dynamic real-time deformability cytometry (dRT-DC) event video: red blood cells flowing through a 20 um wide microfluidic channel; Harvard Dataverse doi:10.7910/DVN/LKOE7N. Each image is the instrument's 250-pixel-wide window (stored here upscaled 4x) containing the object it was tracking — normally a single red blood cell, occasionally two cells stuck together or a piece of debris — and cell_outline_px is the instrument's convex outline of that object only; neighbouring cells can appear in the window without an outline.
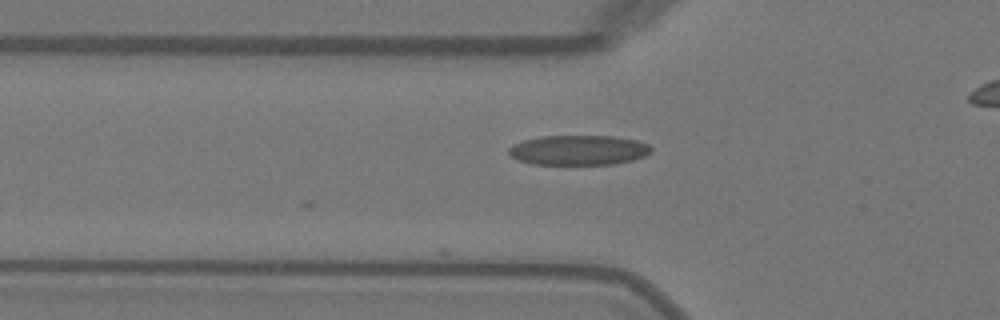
{"species": "Egyptian fruit bat (a non-hibernating species)", "species_latin": "Rousettus aegyptiacus", "temperature_condition": "warm", "stored_images_in_passage": 2, "camera_frame_rate_fps": 3000, "um_per_image_px": 0.085, "animal": {"sex": "female"}, "frame": {"image": 1, "passage_image": 2, "time_ms": 0.333, "image_size_px": [1000, 320], "cell_outline_px": [[652, 152], [644, 156], [632, 160], [612, 164], [532, 164], [520, 160], [512, 156], [508, 152], [508, 148], [512, 144], [524, 140], [540, 136], [612, 136], [636, 140], [648, 144], [652, 148]], "centroid_in_image_um": [49.18, 12.75], "position_along_channel_um": 76.6, "area_um2": 24.74}}